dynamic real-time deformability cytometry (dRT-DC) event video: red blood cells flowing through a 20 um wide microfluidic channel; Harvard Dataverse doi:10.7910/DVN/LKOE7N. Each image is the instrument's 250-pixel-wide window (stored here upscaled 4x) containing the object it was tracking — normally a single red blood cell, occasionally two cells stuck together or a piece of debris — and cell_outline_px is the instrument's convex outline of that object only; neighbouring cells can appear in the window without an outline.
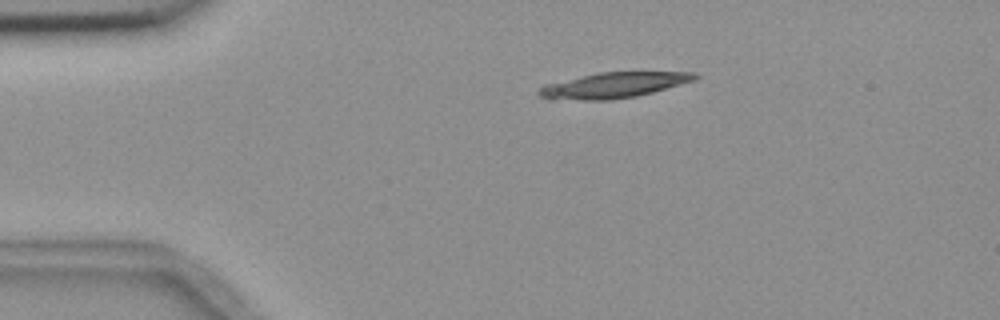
{"species": "common noctule bat (a hibernating species)", "species_latin": "Nyctalus noctula", "temperature_condition": "room temperature", "stored_images_in_passage": 2, "camera_frame_rate_fps": 3000, "um_per_image_px": 0.085, "animal": {"sex": "female", "body_mass_g": 18.4}, "frame": {"image": 1, "passage_image": 1, "time_ms": 0.0, "image_size_px": [1000, 320], "cell_outline_px": [[700, 76], [696, 80], [652, 92], [636, 96], [612, 100], [548, 100], [540, 96], [536, 92], [544, 84], [596, 72], [696, 72]], "centroid_in_image_um": [52.1, 7.25], "position_along_channel_um": 32.9, "area_um2": 23.52}}